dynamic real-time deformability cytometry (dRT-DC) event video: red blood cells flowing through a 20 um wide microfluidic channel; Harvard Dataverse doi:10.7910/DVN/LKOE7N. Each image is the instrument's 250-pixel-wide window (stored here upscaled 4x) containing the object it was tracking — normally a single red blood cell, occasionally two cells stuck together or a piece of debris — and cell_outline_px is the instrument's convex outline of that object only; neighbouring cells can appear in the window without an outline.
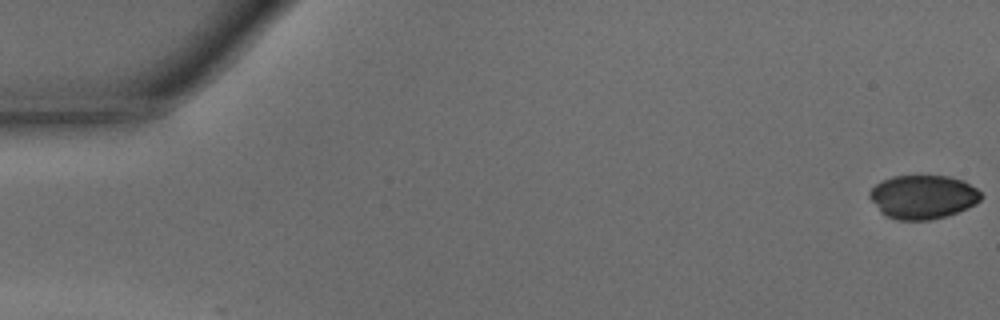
{"species": "common noctule bat (a hibernating species)", "species_latin": "Nyctalus noctula", "temperature_condition": "warm", "stored_images_in_passage": 47, "camera_frame_rate_fps": 3000, "um_per_image_px": 0.085, "animal": {"sex": "male", "body_mass_g": 15.6}, "frame": {"image": 1, "passage_image": 1, "time_ms": 0.0, "image_size_px": [1000, 320], "cell_outline_px": [[984, 196], [976, 204], [968, 208], [944, 216], [928, 220], [896, 220], [880, 212], [868, 196], [868, 192], [876, 184], [892, 176], [948, 176], [964, 180], [976, 188]], "centroid_in_image_um": [78.45, 16.73], "position_along_channel_um": 6.5, "area_um2": 28.44}}
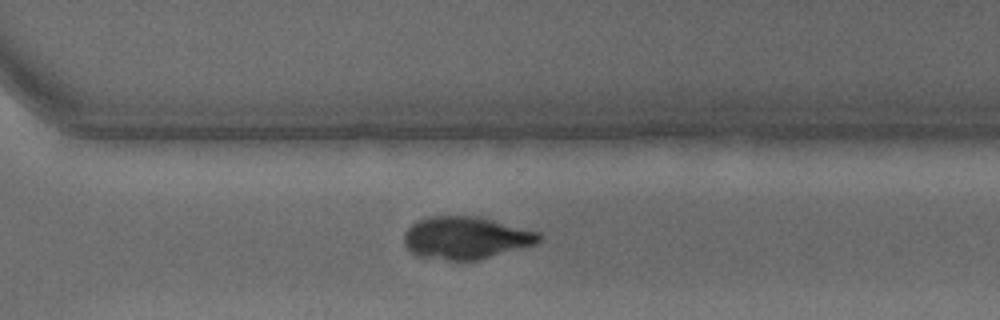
{"frame": {"image": 2, "passage_image": 34, "time_ms": 11.0, "image_size_px": [1000, 320], "cell_outline_px": [[540, 240], [536, 244], [476, 260], [448, 260], [416, 256], [404, 244], [404, 232], [416, 220], [428, 216], [476, 216], [540, 232]], "centroid_in_image_um": [39.56, 20.21], "position_along_channel_um": 331.0, "area_um2": 33.18}}
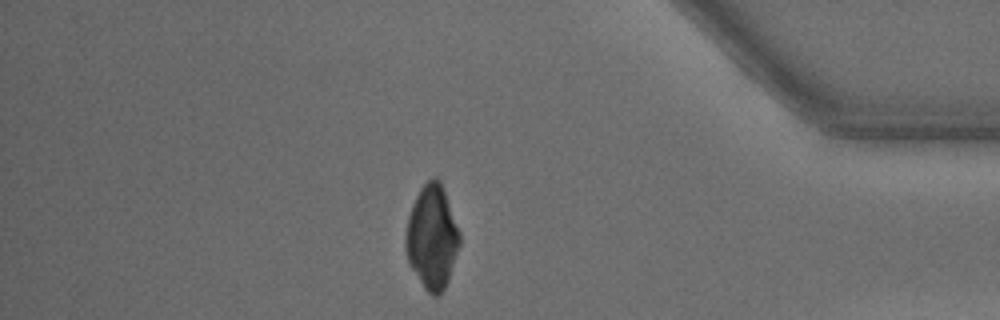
{"frame": {"image": 3, "passage_image": 41, "time_ms": 13.333, "image_size_px": [1000, 320], "cell_outline_px": [[460, 244], [448, 280], [444, 288], [436, 296], [432, 296], [424, 288], [412, 268], [408, 260], [404, 244], [404, 240], [408, 216], [412, 204], [420, 188], [432, 176], [436, 176], [440, 180], [460, 232]], "centroid_in_image_um": [36.71, 20.13], "position_along_channel_um": 398.5, "area_um2": 32.48}}